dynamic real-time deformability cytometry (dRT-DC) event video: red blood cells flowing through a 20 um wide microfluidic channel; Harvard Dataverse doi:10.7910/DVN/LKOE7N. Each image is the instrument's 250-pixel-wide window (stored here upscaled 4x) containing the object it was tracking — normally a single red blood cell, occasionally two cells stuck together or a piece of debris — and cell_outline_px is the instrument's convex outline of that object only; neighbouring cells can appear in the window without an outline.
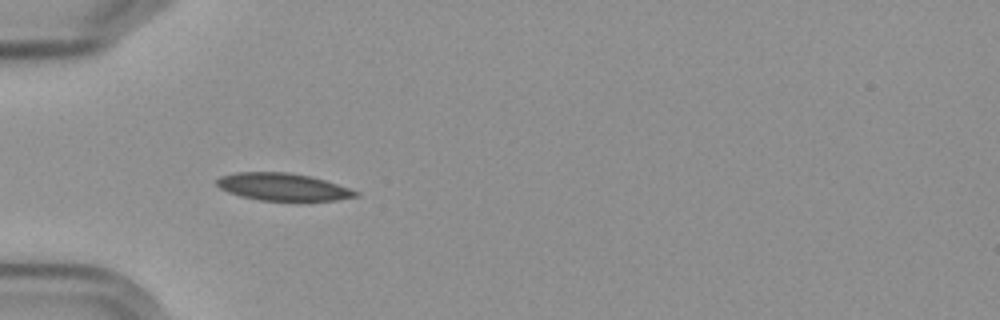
{"species": "Egyptian fruit bat (a non-hibernating species)", "species_latin": "Rousettus aegyptiacus", "temperature_condition": "cold", "stored_images_in_passage": 6, "camera_frame_rate_fps": 3000, "um_per_image_px": 0.085, "frame": {"image": 1, "passage_image": 4, "time_ms": 3.667, "image_size_px": [1000, 320], "cell_outline_px": [[360, 196], [336, 200], [260, 200], [240, 196], [228, 192], [220, 188], [216, 184], [216, 180], [220, 176], [236, 172], [288, 172], [308, 176], [324, 180], [360, 192]], "centroid_in_image_um": [24.02, 15.88], "position_along_channel_um": 61.0, "area_um2": 21.96}}
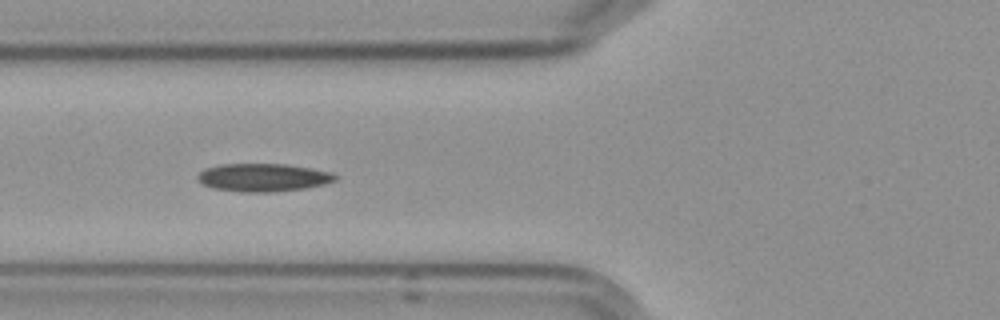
{"frame": {"image": 2, "passage_image": 5, "time_ms": 5.0, "image_size_px": [1000, 320], "cell_outline_px": [[336, 180], [324, 184], [304, 188], [272, 192], [244, 192], [212, 188], [204, 184], [196, 176], [204, 168], [220, 164], [284, 164], [332, 172], [336, 176]], "centroid_in_image_um": [22.34, 15.08], "position_along_channel_um": 103.5, "area_um2": 22.25}}
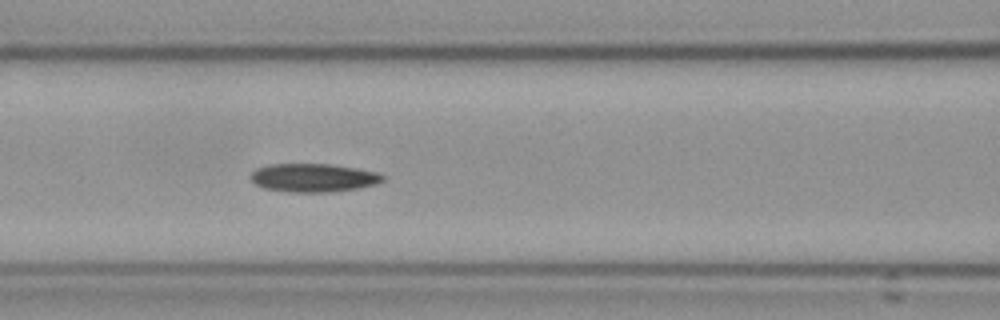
{"frame": {"image": 3, "passage_image": 6, "time_ms": 6.0, "image_size_px": [1000, 320], "cell_outline_px": [[384, 180], [376, 184], [356, 188], [332, 192], [288, 192], [264, 188], [256, 184], [248, 176], [256, 168], [268, 164], [328, 164], [356, 168], [376, 172], [384, 176]], "centroid_in_image_um": [26.6, 15.11], "position_along_channel_um": 140.0, "area_um2": 21.85}}